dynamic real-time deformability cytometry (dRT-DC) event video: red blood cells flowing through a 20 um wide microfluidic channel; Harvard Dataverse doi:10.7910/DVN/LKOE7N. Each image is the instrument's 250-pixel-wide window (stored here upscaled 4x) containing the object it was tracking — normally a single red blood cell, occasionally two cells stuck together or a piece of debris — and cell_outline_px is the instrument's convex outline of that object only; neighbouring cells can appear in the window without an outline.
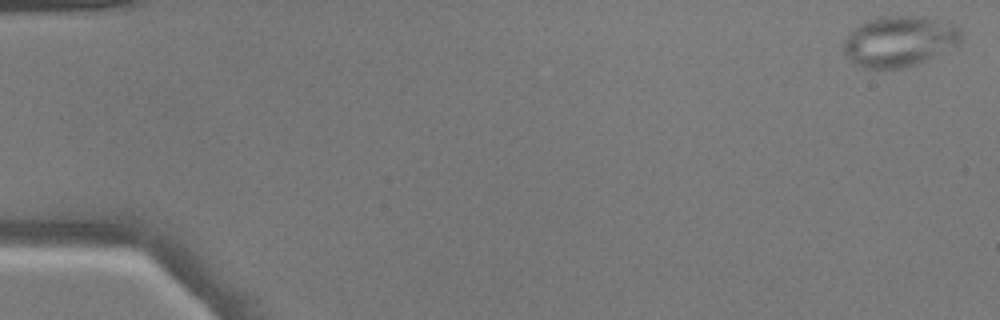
{"species": "common noctule bat (a hibernating species)", "species_latin": "Nyctalus noctula", "temperature_condition": "warm", "stored_images_in_passage": 11, "camera_frame_rate_fps": 3000, "um_per_image_px": 0.085, "animal": {"sex": "male", "body_mass_g": 17.9}, "frame": {"image": 1, "passage_image": 1, "time_ms": 0.0, "image_size_px": [1000, 320], "cell_outline_px": [[960, 40], [956, 44], [916, 64], [900, 68], [864, 68], [856, 64], [844, 52], [844, 40], [852, 28], [864, 20], [880, 16], [920, 16], [952, 24], [960, 28]], "centroid_in_image_um": [76.37, 3.48], "position_along_channel_um": 8.6, "area_um2": 34.1}}